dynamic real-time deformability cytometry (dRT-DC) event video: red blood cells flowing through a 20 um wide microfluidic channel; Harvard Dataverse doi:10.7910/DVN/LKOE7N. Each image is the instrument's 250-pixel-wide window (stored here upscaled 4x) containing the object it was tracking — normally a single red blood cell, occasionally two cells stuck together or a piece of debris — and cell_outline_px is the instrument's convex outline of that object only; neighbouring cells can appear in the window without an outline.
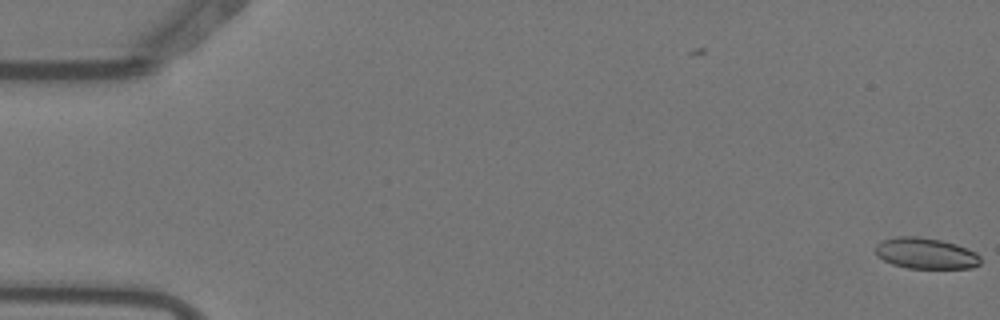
{"species": "Egyptian fruit bat (a non-hibernating species)", "species_latin": "Rousettus aegyptiacus", "temperature_condition": "warm", "stored_images_in_passage": 5, "camera_frame_rate_fps": 3000, "um_per_image_px": 0.085, "animal": {"sex": "female"}, "frame": {"image": 1, "passage_image": 5, "time_ms": 1.333, "image_size_px": [1000, 320], "cell_outline_px": [[980, 264], [972, 268], [908, 268], [892, 264], [876, 256], [876, 244], [880, 240], [896, 236], [920, 236], [940, 240], [956, 244], [976, 252], [980, 256]], "centroid_in_image_um": [78.67, 21.52], "position_along_channel_um": 6.3, "area_um2": 19.13}}